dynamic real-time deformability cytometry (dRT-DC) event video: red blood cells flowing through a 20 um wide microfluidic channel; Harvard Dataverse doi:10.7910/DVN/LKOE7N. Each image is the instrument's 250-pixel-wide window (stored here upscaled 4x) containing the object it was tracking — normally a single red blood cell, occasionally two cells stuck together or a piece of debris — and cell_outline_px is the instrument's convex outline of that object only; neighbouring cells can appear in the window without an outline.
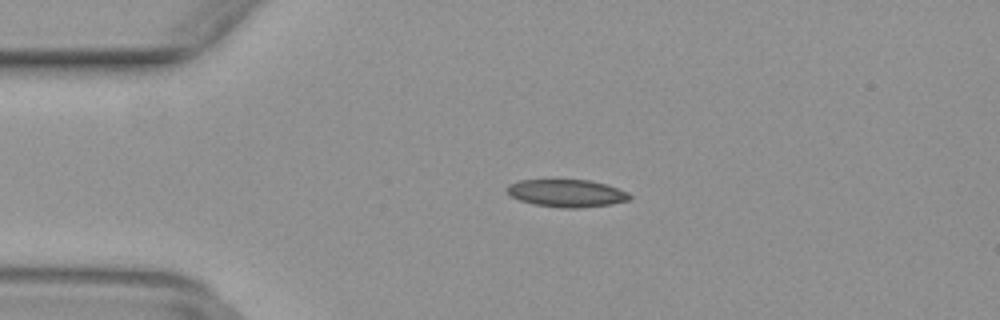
{"species": "common noctule bat (a hibernating species)", "species_latin": "Nyctalus noctula", "temperature_condition": "warm", "stored_images_in_passage": 34, "camera_frame_rate_fps": 3000, "um_per_image_px": 0.085, "animal": {"sex": "female", "body_mass_g": 29.2, "forearm_length_mm": 56.3}, "frame": {"image": 1, "passage_image": 2, "time_ms": 0.333, "image_size_px": [1000, 320], "cell_outline_px": [[632, 200], [612, 204], [580, 208], [560, 208], [536, 204], [520, 200], [512, 196], [504, 188], [508, 184], [520, 180], [588, 180], [604, 184], [628, 192], [632, 196]], "centroid_in_image_um": [48.19, 16.43], "position_along_channel_um": 36.8, "area_um2": 19.65}}
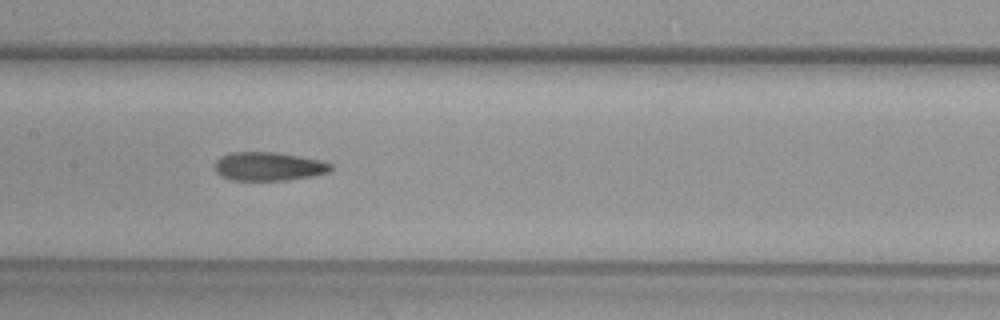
{"frame": {"image": 2, "passage_image": 15, "time_ms": 4.667, "image_size_px": [1000, 320], "cell_outline_px": [[332, 168], [328, 172], [312, 176], [288, 180], [232, 180], [220, 176], [212, 168], [212, 164], [220, 156], [232, 152], [276, 152], [300, 156], [320, 160], [332, 164]], "centroid_in_image_um": [22.77, 14.14], "position_along_channel_um": 184.6, "area_um2": 19.59}}
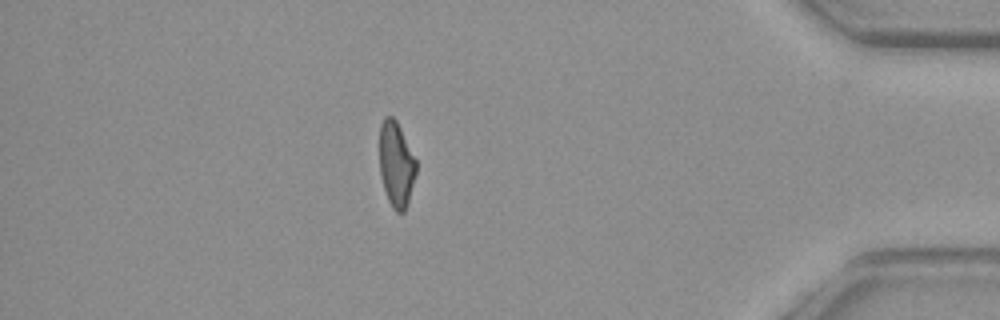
{"frame": {"image": 3, "passage_image": 34, "time_ms": 11.0, "image_size_px": [1000, 320], "cell_outline_px": [[416, 172], [408, 204], [404, 212], [396, 212], [392, 208], [388, 200], [384, 188], [380, 172], [380, 124], [384, 116], [392, 116], [396, 120], [416, 160]], "centroid_in_image_um": [33.67, 13.98], "position_along_channel_um": 401.5, "area_um2": 18.09}}